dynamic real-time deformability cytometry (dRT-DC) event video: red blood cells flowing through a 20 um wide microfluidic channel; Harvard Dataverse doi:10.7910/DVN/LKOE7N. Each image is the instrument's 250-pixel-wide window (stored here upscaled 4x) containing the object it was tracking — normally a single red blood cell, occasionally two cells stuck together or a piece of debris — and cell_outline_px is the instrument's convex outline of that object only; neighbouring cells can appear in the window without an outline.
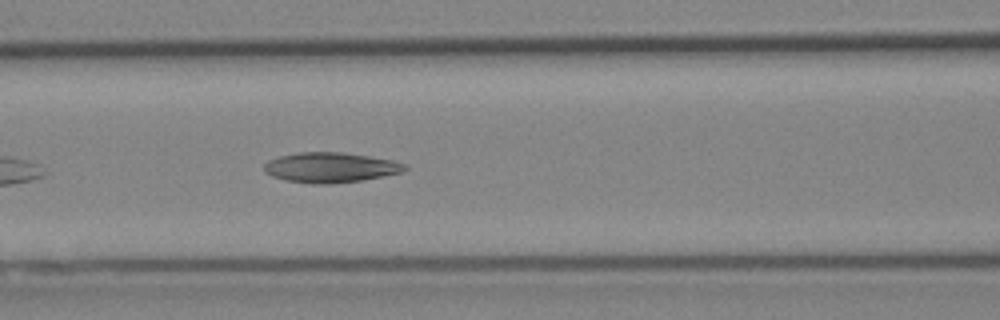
{"species": "Egyptian fruit bat (a non-hibernating species)", "species_latin": "Rousettus aegyptiacus", "temperature_condition": "cold", "stored_images_in_passage": 16, "camera_frame_rate_fps": 3000, "um_per_image_px": 0.085, "animal": {"sex": "female"}, "frame": {"image": 1, "passage_image": 10, "time_ms": 3.0, "image_size_px": [1000, 320], "cell_outline_px": [[408, 168], [400, 172], [384, 176], [364, 180], [332, 184], [312, 184], [284, 180], [272, 176], [264, 172], [264, 164], [268, 160], [280, 156], [300, 152], [344, 152], [392, 160], [404, 164]], "centroid_in_image_um": [28.06, 14.24], "position_along_channel_um": 138.5, "area_um2": 24.74}}
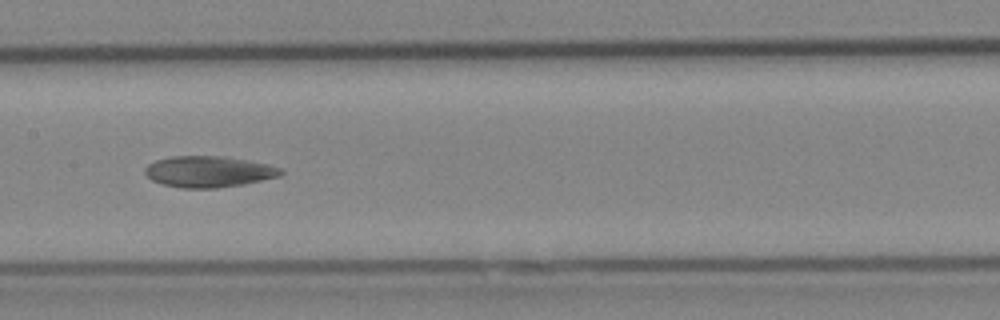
{"frame": {"image": 2, "passage_image": 14, "time_ms": 4.333, "image_size_px": [1000, 320], "cell_outline_px": [[284, 172], [280, 176], [244, 184], [216, 188], [180, 188], [160, 184], [152, 180], [144, 172], [144, 168], [148, 164], [156, 160], [172, 156], [220, 156], [268, 164], [284, 168]], "centroid_in_image_um": [17.73, 14.6], "position_along_channel_um": 189.7, "area_um2": 24.74}}